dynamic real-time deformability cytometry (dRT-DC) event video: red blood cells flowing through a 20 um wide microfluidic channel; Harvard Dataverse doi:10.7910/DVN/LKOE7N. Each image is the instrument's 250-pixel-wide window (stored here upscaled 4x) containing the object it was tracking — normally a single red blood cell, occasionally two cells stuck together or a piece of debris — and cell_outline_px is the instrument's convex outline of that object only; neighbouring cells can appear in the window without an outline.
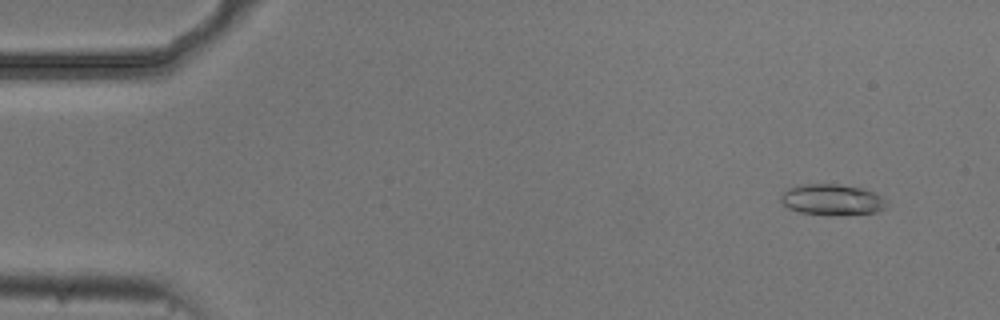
{"species": "common noctule bat (a hibernating species)", "species_latin": "Nyctalus noctula", "temperature_condition": "cold", "stored_images_in_passage": 55, "camera_frame_rate_fps": 3000, "um_per_image_px": 0.085, "animal": {"sex": "male", "body_mass_g": 20.5, "forearm_length_mm": 52.5}, "frame": {"image": 1, "passage_image": 5, "time_ms": 1.333, "image_size_px": [1000, 320], "cell_outline_px": [[884, 208], [876, 212], [844, 216], [800, 212], [788, 208], [780, 200], [780, 196], [788, 188], [804, 184], [840, 184], [864, 188], [876, 192], [884, 196]], "centroid_in_image_um": [70.75, 16.97], "position_along_channel_um": 14.2, "area_um2": 19.25}}
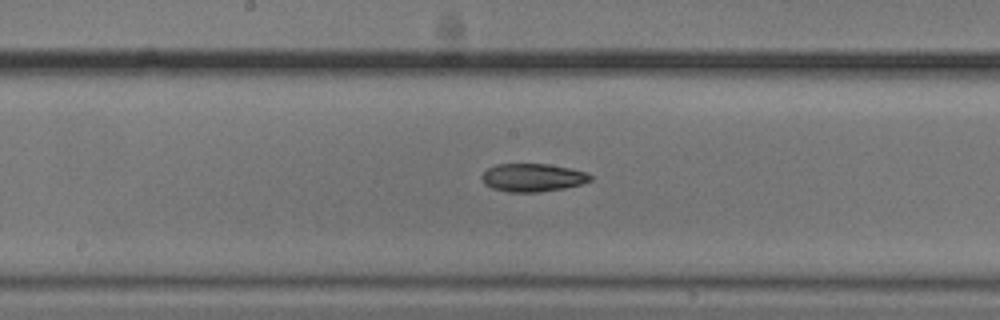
{"frame": {"image": 2, "passage_image": 29, "time_ms": 9.333, "image_size_px": [1000, 320], "cell_outline_px": [[592, 180], [580, 184], [564, 188], [540, 192], [508, 192], [492, 188], [484, 184], [480, 180], [480, 176], [488, 168], [496, 164], [548, 164], [572, 168], [584, 172], [592, 176]], "centroid_in_image_um": [45.24, 15.09], "position_along_channel_um": 203.0, "area_um2": 17.86}}
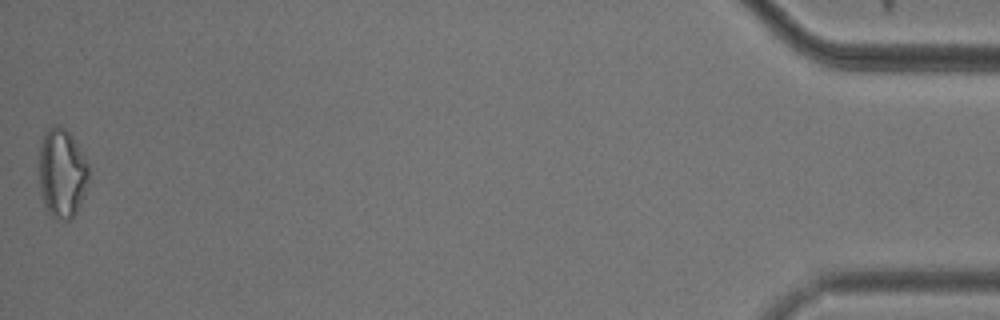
{"frame": {"image": 3, "passage_image": 55, "time_ms": 18.0, "image_size_px": [1000, 320], "cell_outline_px": [[88, 184], [84, 196], [76, 212], [68, 220], [64, 220], [52, 216], [48, 212], [44, 204], [40, 192], [40, 144], [44, 132], [48, 128], [56, 124], [60, 124], [72, 136], [84, 156], [88, 164]], "centroid_in_image_um": [5.27, 14.7], "position_along_channel_um": 429.9, "area_um2": 25.78}, "authors_computed_cell_mechanics": {"area_um2": 18.5538, "velocity_mm_per_s": 3.7211, "shape_relaxation_time_tau1_ms": 3.5957, "shape_relaxation_time_tau2_ms": null, "deformation_change_tau1": 0.1282, "deformation_change_tau2": null}}